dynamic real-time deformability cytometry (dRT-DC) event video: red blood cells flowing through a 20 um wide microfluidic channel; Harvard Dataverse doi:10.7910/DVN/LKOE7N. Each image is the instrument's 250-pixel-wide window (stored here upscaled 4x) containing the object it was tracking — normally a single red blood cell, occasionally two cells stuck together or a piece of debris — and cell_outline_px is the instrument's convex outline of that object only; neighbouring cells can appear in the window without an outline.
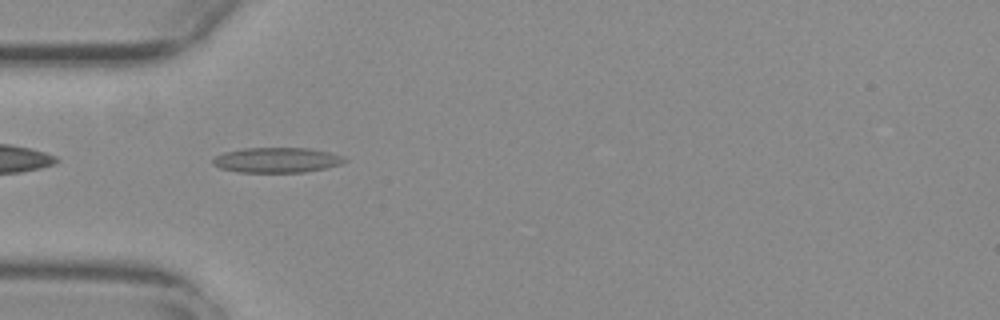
{"species": "common noctule bat (a hibernating species)", "species_latin": "Nyctalus noctula", "temperature_condition": "warm", "stored_images_in_passage": 39, "camera_frame_rate_fps": 3000, "um_per_image_px": 0.085, "animal": {"sex": "female", "body_mass_g": 29.2, "forearm_length_mm": 56.3}, "frame": {"image": 1, "passage_image": 3, "time_ms": 0.667, "image_size_px": [1000, 320], "cell_outline_px": [[348, 160], [340, 164], [324, 168], [304, 172], [236, 172], [220, 168], [212, 164], [212, 160], [216, 156], [224, 152], [244, 148], [308, 148], [328, 152], [344, 156]], "centroid_in_image_um": [23.51, 13.6], "position_along_channel_um": 61.5, "area_um2": 19.25}}
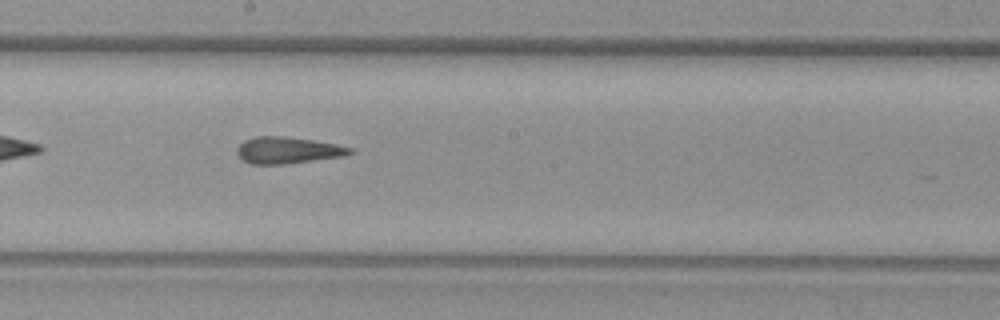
{"frame": {"image": 2, "passage_image": 16, "time_ms": 5.0, "image_size_px": [1000, 320], "cell_outline_px": [[356, 152], [344, 156], [284, 164], [252, 164], [244, 160], [236, 152], [236, 148], [244, 140], [256, 136], [284, 136], [312, 140], [336, 144], [352, 148]], "centroid_in_image_um": [24.47, 12.76], "position_along_channel_um": 223.7, "area_um2": 17.46}}
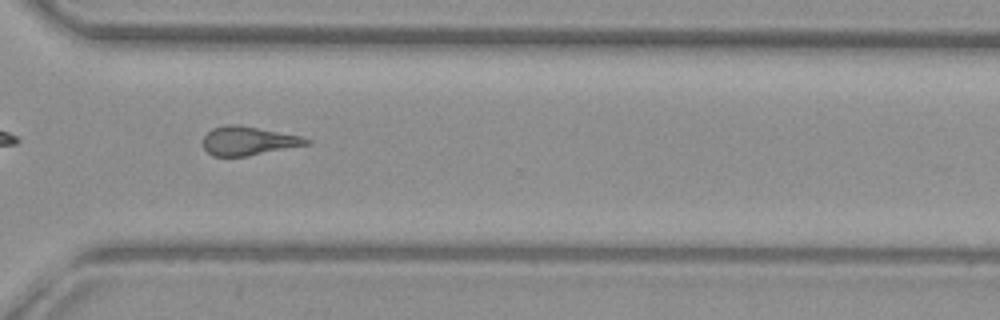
{"frame": {"image": 3, "passage_image": 26, "time_ms": 8.333, "image_size_px": [1000, 320], "cell_outline_px": [[312, 144], [248, 156], [212, 156], [204, 148], [204, 136], [212, 128], [224, 124], [240, 124], [300, 136], [312, 140]], "centroid_in_image_um": [21.13, 11.97], "position_along_channel_um": 349.5, "area_um2": 17.51}, "authors_computed_cell_mechanics": {"area_um2": 17.918, "velocity_mm_per_s": 3.777, "shape_relaxation_time_tau1_ms": null, "shape_relaxation_time_tau2_ms": 3.0217, "deformation_change_tau1": null, "deformation_change_tau2": 0.1287}}